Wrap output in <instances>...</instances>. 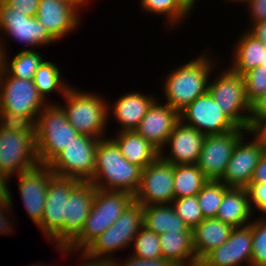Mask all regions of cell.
I'll return each mask as SVG.
<instances>
[{
	"instance_id": "e575fe53",
	"label": "cell",
	"mask_w": 266,
	"mask_h": 266,
	"mask_svg": "<svg viewBox=\"0 0 266 266\" xmlns=\"http://www.w3.org/2000/svg\"><path fill=\"white\" fill-rule=\"evenodd\" d=\"M134 250L131 255L136 258L154 260L162 258L160 246V237L155 232L146 229L144 226L140 229L133 240Z\"/></svg>"
},
{
	"instance_id": "7bdbcfd3",
	"label": "cell",
	"mask_w": 266,
	"mask_h": 266,
	"mask_svg": "<svg viewBox=\"0 0 266 266\" xmlns=\"http://www.w3.org/2000/svg\"><path fill=\"white\" fill-rule=\"evenodd\" d=\"M114 266H174L171 262L163 259L158 258L154 260H146L142 258H136L135 256L131 255L127 258L123 263L118 259H114L113 261Z\"/></svg>"
},
{
	"instance_id": "681fc988",
	"label": "cell",
	"mask_w": 266,
	"mask_h": 266,
	"mask_svg": "<svg viewBox=\"0 0 266 266\" xmlns=\"http://www.w3.org/2000/svg\"><path fill=\"white\" fill-rule=\"evenodd\" d=\"M80 259H83V263L76 265V266H114L112 261L109 260H101V259H93L90 257H87L85 254L82 253V256H80ZM86 260V262H85Z\"/></svg>"
},
{
	"instance_id": "30bf717a",
	"label": "cell",
	"mask_w": 266,
	"mask_h": 266,
	"mask_svg": "<svg viewBox=\"0 0 266 266\" xmlns=\"http://www.w3.org/2000/svg\"><path fill=\"white\" fill-rule=\"evenodd\" d=\"M81 181L75 178L53 175L48 183L46 202L42 220L38 225L48 242L63 248V222L65 220L66 200L71 191Z\"/></svg>"
},
{
	"instance_id": "680465c9",
	"label": "cell",
	"mask_w": 266,
	"mask_h": 266,
	"mask_svg": "<svg viewBox=\"0 0 266 266\" xmlns=\"http://www.w3.org/2000/svg\"><path fill=\"white\" fill-rule=\"evenodd\" d=\"M85 7V5H87L86 3L89 1V0H79Z\"/></svg>"
},
{
	"instance_id": "f5cc1de1",
	"label": "cell",
	"mask_w": 266,
	"mask_h": 266,
	"mask_svg": "<svg viewBox=\"0 0 266 266\" xmlns=\"http://www.w3.org/2000/svg\"><path fill=\"white\" fill-rule=\"evenodd\" d=\"M185 266H206L202 261H197L195 263L187 264Z\"/></svg>"
},
{
	"instance_id": "f1b7e54d",
	"label": "cell",
	"mask_w": 266,
	"mask_h": 266,
	"mask_svg": "<svg viewBox=\"0 0 266 266\" xmlns=\"http://www.w3.org/2000/svg\"><path fill=\"white\" fill-rule=\"evenodd\" d=\"M234 46L235 50L230 68L237 74L243 76L255 67H259L263 62L266 46L248 32L242 33Z\"/></svg>"
},
{
	"instance_id": "6f0895ef",
	"label": "cell",
	"mask_w": 266,
	"mask_h": 266,
	"mask_svg": "<svg viewBox=\"0 0 266 266\" xmlns=\"http://www.w3.org/2000/svg\"><path fill=\"white\" fill-rule=\"evenodd\" d=\"M28 266H29V265H28ZM30 266H49V265H47V264H45V265L43 264V265H42V263H41V264H39V263L35 264V263H34V264L30 265ZM50 266H52V265H50Z\"/></svg>"
},
{
	"instance_id": "ac0fdd59",
	"label": "cell",
	"mask_w": 266,
	"mask_h": 266,
	"mask_svg": "<svg viewBox=\"0 0 266 266\" xmlns=\"http://www.w3.org/2000/svg\"><path fill=\"white\" fill-rule=\"evenodd\" d=\"M53 172L47 165H39L17 176L18 190L27 214L38 226L44 213L47 186Z\"/></svg>"
},
{
	"instance_id": "7dc6e473",
	"label": "cell",
	"mask_w": 266,
	"mask_h": 266,
	"mask_svg": "<svg viewBox=\"0 0 266 266\" xmlns=\"http://www.w3.org/2000/svg\"><path fill=\"white\" fill-rule=\"evenodd\" d=\"M251 25L252 28H248L247 32L266 46V21L251 23Z\"/></svg>"
},
{
	"instance_id": "74e56055",
	"label": "cell",
	"mask_w": 266,
	"mask_h": 266,
	"mask_svg": "<svg viewBox=\"0 0 266 266\" xmlns=\"http://www.w3.org/2000/svg\"><path fill=\"white\" fill-rule=\"evenodd\" d=\"M36 121L31 116L0 109V128L9 132H35Z\"/></svg>"
},
{
	"instance_id": "d6a6232c",
	"label": "cell",
	"mask_w": 266,
	"mask_h": 266,
	"mask_svg": "<svg viewBox=\"0 0 266 266\" xmlns=\"http://www.w3.org/2000/svg\"><path fill=\"white\" fill-rule=\"evenodd\" d=\"M141 9L147 13H154L158 16H167V25L174 27L179 25L182 19L191 13V9L183 0H140Z\"/></svg>"
},
{
	"instance_id": "11a10c76",
	"label": "cell",
	"mask_w": 266,
	"mask_h": 266,
	"mask_svg": "<svg viewBox=\"0 0 266 266\" xmlns=\"http://www.w3.org/2000/svg\"><path fill=\"white\" fill-rule=\"evenodd\" d=\"M2 69V51H1V46H0V72Z\"/></svg>"
},
{
	"instance_id": "816d5d0a",
	"label": "cell",
	"mask_w": 266,
	"mask_h": 266,
	"mask_svg": "<svg viewBox=\"0 0 266 266\" xmlns=\"http://www.w3.org/2000/svg\"><path fill=\"white\" fill-rule=\"evenodd\" d=\"M197 0H183V2L192 10Z\"/></svg>"
},
{
	"instance_id": "7402d4cb",
	"label": "cell",
	"mask_w": 266,
	"mask_h": 266,
	"mask_svg": "<svg viewBox=\"0 0 266 266\" xmlns=\"http://www.w3.org/2000/svg\"><path fill=\"white\" fill-rule=\"evenodd\" d=\"M94 200V187L80 182L66 200L63 222V248H66L82 231Z\"/></svg>"
},
{
	"instance_id": "d590c367",
	"label": "cell",
	"mask_w": 266,
	"mask_h": 266,
	"mask_svg": "<svg viewBox=\"0 0 266 266\" xmlns=\"http://www.w3.org/2000/svg\"><path fill=\"white\" fill-rule=\"evenodd\" d=\"M171 205L176 214L192 230L204 219L197 196L174 199Z\"/></svg>"
},
{
	"instance_id": "6da1fadb",
	"label": "cell",
	"mask_w": 266,
	"mask_h": 266,
	"mask_svg": "<svg viewBox=\"0 0 266 266\" xmlns=\"http://www.w3.org/2000/svg\"><path fill=\"white\" fill-rule=\"evenodd\" d=\"M141 172L140 166L123 157L111 137L99 139L94 176L90 181L95 189L126 191L134 196L140 186Z\"/></svg>"
},
{
	"instance_id": "8fae6325",
	"label": "cell",
	"mask_w": 266,
	"mask_h": 266,
	"mask_svg": "<svg viewBox=\"0 0 266 266\" xmlns=\"http://www.w3.org/2000/svg\"><path fill=\"white\" fill-rule=\"evenodd\" d=\"M48 103L39 94L33 80L11 77L0 72V109L31 116L35 121Z\"/></svg>"
},
{
	"instance_id": "277c9868",
	"label": "cell",
	"mask_w": 266,
	"mask_h": 266,
	"mask_svg": "<svg viewBox=\"0 0 266 266\" xmlns=\"http://www.w3.org/2000/svg\"><path fill=\"white\" fill-rule=\"evenodd\" d=\"M79 134L68 122L63 107L49 101L35 124L36 153L40 165H48Z\"/></svg>"
},
{
	"instance_id": "7c38bea8",
	"label": "cell",
	"mask_w": 266,
	"mask_h": 266,
	"mask_svg": "<svg viewBox=\"0 0 266 266\" xmlns=\"http://www.w3.org/2000/svg\"><path fill=\"white\" fill-rule=\"evenodd\" d=\"M247 132L248 129L237 127L223 134L205 136L196 165L208 180L222 178L235 146Z\"/></svg>"
},
{
	"instance_id": "60d3db41",
	"label": "cell",
	"mask_w": 266,
	"mask_h": 266,
	"mask_svg": "<svg viewBox=\"0 0 266 266\" xmlns=\"http://www.w3.org/2000/svg\"><path fill=\"white\" fill-rule=\"evenodd\" d=\"M248 133L266 148V115H250Z\"/></svg>"
},
{
	"instance_id": "44dd1931",
	"label": "cell",
	"mask_w": 266,
	"mask_h": 266,
	"mask_svg": "<svg viewBox=\"0 0 266 266\" xmlns=\"http://www.w3.org/2000/svg\"><path fill=\"white\" fill-rule=\"evenodd\" d=\"M179 120V113L176 110L166 103L161 104L156 99L135 131L159 151H164L168 137Z\"/></svg>"
},
{
	"instance_id": "484cf974",
	"label": "cell",
	"mask_w": 266,
	"mask_h": 266,
	"mask_svg": "<svg viewBox=\"0 0 266 266\" xmlns=\"http://www.w3.org/2000/svg\"><path fill=\"white\" fill-rule=\"evenodd\" d=\"M111 139L117 144L124 158L142 169L160 156V151L135 130L119 131Z\"/></svg>"
},
{
	"instance_id": "ba28073f",
	"label": "cell",
	"mask_w": 266,
	"mask_h": 266,
	"mask_svg": "<svg viewBox=\"0 0 266 266\" xmlns=\"http://www.w3.org/2000/svg\"><path fill=\"white\" fill-rule=\"evenodd\" d=\"M99 139L79 134L47 165L54 175L90 182L94 176Z\"/></svg>"
},
{
	"instance_id": "9a60e30c",
	"label": "cell",
	"mask_w": 266,
	"mask_h": 266,
	"mask_svg": "<svg viewBox=\"0 0 266 266\" xmlns=\"http://www.w3.org/2000/svg\"><path fill=\"white\" fill-rule=\"evenodd\" d=\"M82 7L79 0H40L36 18L58 41L78 28L81 23L79 9Z\"/></svg>"
},
{
	"instance_id": "ffe728a7",
	"label": "cell",
	"mask_w": 266,
	"mask_h": 266,
	"mask_svg": "<svg viewBox=\"0 0 266 266\" xmlns=\"http://www.w3.org/2000/svg\"><path fill=\"white\" fill-rule=\"evenodd\" d=\"M204 138L202 132L179 120L165 144V147L170 146V153L160 151V157L173 165L196 164Z\"/></svg>"
},
{
	"instance_id": "8d00e7d4",
	"label": "cell",
	"mask_w": 266,
	"mask_h": 266,
	"mask_svg": "<svg viewBox=\"0 0 266 266\" xmlns=\"http://www.w3.org/2000/svg\"><path fill=\"white\" fill-rule=\"evenodd\" d=\"M251 266H266V220L259 217L252 221Z\"/></svg>"
},
{
	"instance_id": "bcb514c9",
	"label": "cell",
	"mask_w": 266,
	"mask_h": 266,
	"mask_svg": "<svg viewBox=\"0 0 266 266\" xmlns=\"http://www.w3.org/2000/svg\"><path fill=\"white\" fill-rule=\"evenodd\" d=\"M251 182L266 183V150L261 155L256 166Z\"/></svg>"
},
{
	"instance_id": "3957f363",
	"label": "cell",
	"mask_w": 266,
	"mask_h": 266,
	"mask_svg": "<svg viewBox=\"0 0 266 266\" xmlns=\"http://www.w3.org/2000/svg\"><path fill=\"white\" fill-rule=\"evenodd\" d=\"M134 196L126 191L94 188V200L80 234L66 247L58 248L64 257L71 252H82L94 239L106 231L126 208ZM71 251V252H70Z\"/></svg>"
},
{
	"instance_id": "1f68e13d",
	"label": "cell",
	"mask_w": 266,
	"mask_h": 266,
	"mask_svg": "<svg viewBox=\"0 0 266 266\" xmlns=\"http://www.w3.org/2000/svg\"><path fill=\"white\" fill-rule=\"evenodd\" d=\"M61 70L51 61H43L33 76V83L38 89L39 94L47 102V97L52 92L65 95L70 85L61 77ZM48 95V96H47Z\"/></svg>"
},
{
	"instance_id": "f35d334b",
	"label": "cell",
	"mask_w": 266,
	"mask_h": 266,
	"mask_svg": "<svg viewBox=\"0 0 266 266\" xmlns=\"http://www.w3.org/2000/svg\"><path fill=\"white\" fill-rule=\"evenodd\" d=\"M243 78L246 98L252 104L266 92V69H262V66L255 67L244 74Z\"/></svg>"
},
{
	"instance_id": "c3c4849f",
	"label": "cell",
	"mask_w": 266,
	"mask_h": 266,
	"mask_svg": "<svg viewBox=\"0 0 266 266\" xmlns=\"http://www.w3.org/2000/svg\"><path fill=\"white\" fill-rule=\"evenodd\" d=\"M250 115H266V92L251 104Z\"/></svg>"
},
{
	"instance_id": "8992f818",
	"label": "cell",
	"mask_w": 266,
	"mask_h": 266,
	"mask_svg": "<svg viewBox=\"0 0 266 266\" xmlns=\"http://www.w3.org/2000/svg\"><path fill=\"white\" fill-rule=\"evenodd\" d=\"M142 227L143 205L133 201L114 224L94 239L81 253L93 259L113 261L114 255L111 254L133 244L135 236Z\"/></svg>"
},
{
	"instance_id": "ab89813d",
	"label": "cell",
	"mask_w": 266,
	"mask_h": 266,
	"mask_svg": "<svg viewBox=\"0 0 266 266\" xmlns=\"http://www.w3.org/2000/svg\"><path fill=\"white\" fill-rule=\"evenodd\" d=\"M247 192L249 195V204L252 212L254 209H258L263 215L261 219L266 220V183L250 182L247 186Z\"/></svg>"
},
{
	"instance_id": "9f6ffc18",
	"label": "cell",
	"mask_w": 266,
	"mask_h": 266,
	"mask_svg": "<svg viewBox=\"0 0 266 266\" xmlns=\"http://www.w3.org/2000/svg\"><path fill=\"white\" fill-rule=\"evenodd\" d=\"M228 1H229V0H228ZM230 1H232V2H233V1H234V2H235V1H236V2L239 1L240 3H241V2H242V3L244 2V3L247 4L250 0H230Z\"/></svg>"
},
{
	"instance_id": "83f0119b",
	"label": "cell",
	"mask_w": 266,
	"mask_h": 266,
	"mask_svg": "<svg viewBox=\"0 0 266 266\" xmlns=\"http://www.w3.org/2000/svg\"><path fill=\"white\" fill-rule=\"evenodd\" d=\"M143 226L157 235L165 232H193L171 204L143 205Z\"/></svg>"
},
{
	"instance_id": "b9f144b4",
	"label": "cell",
	"mask_w": 266,
	"mask_h": 266,
	"mask_svg": "<svg viewBox=\"0 0 266 266\" xmlns=\"http://www.w3.org/2000/svg\"><path fill=\"white\" fill-rule=\"evenodd\" d=\"M13 8V12H22L29 17H36L40 0H3Z\"/></svg>"
},
{
	"instance_id": "5bb4252c",
	"label": "cell",
	"mask_w": 266,
	"mask_h": 266,
	"mask_svg": "<svg viewBox=\"0 0 266 266\" xmlns=\"http://www.w3.org/2000/svg\"><path fill=\"white\" fill-rule=\"evenodd\" d=\"M179 118L184 124L194 127L205 136L223 134L237 128L216 104L209 91L183 109Z\"/></svg>"
},
{
	"instance_id": "9c48e42d",
	"label": "cell",
	"mask_w": 266,
	"mask_h": 266,
	"mask_svg": "<svg viewBox=\"0 0 266 266\" xmlns=\"http://www.w3.org/2000/svg\"><path fill=\"white\" fill-rule=\"evenodd\" d=\"M39 165L35 132L13 133L0 128V174L11 179Z\"/></svg>"
},
{
	"instance_id": "f546056e",
	"label": "cell",
	"mask_w": 266,
	"mask_h": 266,
	"mask_svg": "<svg viewBox=\"0 0 266 266\" xmlns=\"http://www.w3.org/2000/svg\"><path fill=\"white\" fill-rule=\"evenodd\" d=\"M4 41V43H3ZM5 40L0 37V46L2 51V68L11 76L20 79H33L38 67L44 61V58L39 52L34 49H22L18 54L8 61L7 49L4 45Z\"/></svg>"
},
{
	"instance_id": "836d02e7",
	"label": "cell",
	"mask_w": 266,
	"mask_h": 266,
	"mask_svg": "<svg viewBox=\"0 0 266 266\" xmlns=\"http://www.w3.org/2000/svg\"><path fill=\"white\" fill-rule=\"evenodd\" d=\"M227 188L221 181L209 180L196 195L204 218H216Z\"/></svg>"
},
{
	"instance_id": "f6af8a7d",
	"label": "cell",
	"mask_w": 266,
	"mask_h": 266,
	"mask_svg": "<svg viewBox=\"0 0 266 266\" xmlns=\"http://www.w3.org/2000/svg\"><path fill=\"white\" fill-rule=\"evenodd\" d=\"M245 5H248L252 23L266 21V0H250Z\"/></svg>"
},
{
	"instance_id": "e0dca14e",
	"label": "cell",
	"mask_w": 266,
	"mask_h": 266,
	"mask_svg": "<svg viewBox=\"0 0 266 266\" xmlns=\"http://www.w3.org/2000/svg\"><path fill=\"white\" fill-rule=\"evenodd\" d=\"M252 139L254 140L246 142L243 136L235 146L225 172L219 180L227 187L246 189L250 184L259 159L266 150L255 138Z\"/></svg>"
},
{
	"instance_id": "4316f807",
	"label": "cell",
	"mask_w": 266,
	"mask_h": 266,
	"mask_svg": "<svg viewBox=\"0 0 266 266\" xmlns=\"http://www.w3.org/2000/svg\"><path fill=\"white\" fill-rule=\"evenodd\" d=\"M162 258L174 266L197 262L193 246V232H165L159 235Z\"/></svg>"
},
{
	"instance_id": "7a4b0ae2",
	"label": "cell",
	"mask_w": 266,
	"mask_h": 266,
	"mask_svg": "<svg viewBox=\"0 0 266 266\" xmlns=\"http://www.w3.org/2000/svg\"><path fill=\"white\" fill-rule=\"evenodd\" d=\"M212 56L202 53L183 66L173 69L163 82L166 104L180 113L197 97L208 91L210 74L215 63Z\"/></svg>"
},
{
	"instance_id": "d4e9b609",
	"label": "cell",
	"mask_w": 266,
	"mask_h": 266,
	"mask_svg": "<svg viewBox=\"0 0 266 266\" xmlns=\"http://www.w3.org/2000/svg\"><path fill=\"white\" fill-rule=\"evenodd\" d=\"M233 227L216 218H204L193 231V246L198 261L224 244Z\"/></svg>"
},
{
	"instance_id": "4fadbf2b",
	"label": "cell",
	"mask_w": 266,
	"mask_h": 266,
	"mask_svg": "<svg viewBox=\"0 0 266 266\" xmlns=\"http://www.w3.org/2000/svg\"><path fill=\"white\" fill-rule=\"evenodd\" d=\"M174 165L160 156L141 172L134 201L142 205L171 204L174 198Z\"/></svg>"
},
{
	"instance_id": "d6986e66",
	"label": "cell",
	"mask_w": 266,
	"mask_h": 266,
	"mask_svg": "<svg viewBox=\"0 0 266 266\" xmlns=\"http://www.w3.org/2000/svg\"><path fill=\"white\" fill-rule=\"evenodd\" d=\"M252 222L243 227L232 229L228 240L213 249L201 261L206 266H251Z\"/></svg>"
},
{
	"instance_id": "cb8c5ba5",
	"label": "cell",
	"mask_w": 266,
	"mask_h": 266,
	"mask_svg": "<svg viewBox=\"0 0 266 266\" xmlns=\"http://www.w3.org/2000/svg\"><path fill=\"white\" fill-rule=\"evenodd\" d=\"M252 213L247 189L228 187L218 208L216 219L233 228L243 227L251 223Z\"/></svg>"
},
{
	"instance_id": "ee69618b",
	"label": "cell",
	"mask_w": 266,
	"mask_h": 266,
	"mask_svg": "<svg viewBox=\"0 0 266 266\" xmlns=\"http://www.w3.org/2000/svg\"><path fill=\"white\" fill-rule=\"evenodd\" d=\"M9 190V201L0 203V234H9L13 232L12 222L8 219L10 212H12V196ZM9 212V214H8ZM7 214V215H6Z\"/></svg>"
},
{
	"instance_id": "f907efd6",
	"label": "cell",
	"mask_w": 266,
	"mask_h": 266,
	"mask_svg": "<svg viewBox=\"0 0 266 266\" xmlns=\"http://www.w3.org/2000/svg\"><path fill=\"white\" fill-rule=\"evenodd\" d=\"M8 181L10 180L7 177H5L3 174H0V203L9 201L10 188H8Z\"/></svg>"
},
{
	"instance_id": "2e32d148",
	"label": "cell",
	"mask_w": 266,
	"mask_h": 266,
	"mask_svg": "<svg viewBox=\"0 0 266 266\" xmlns=\"http://www.w3.org/2000/svg\"><path fill=\"white\" fill-rule=\"evenodd\" d=\"M0 31L31 47H42L56 42L36 17L13 12V8L3 0H0Z\"/></svg>"
},
{
	"instance_id": "5b68a950",
	"label": "cell",
	"mask_w": 266,
	"mask_h": 266,
	"mask_svg": "<svg viewBox=\"0 0 266 266\" xmlns=\"http://www.w3.org/2000/svg\"><path fill=\"white\" fill-rule=\"evenodd\" d=\"M68 122L80 134L103 139L106 132L108 103L97 93L81 92L78 88L69 87L63 96Z\"/></svg>"
},
{
	"instance_id": "4dcf8cb0",
	"label": "cell",
	"mask_w": 266,
	"mask_h": 266,
	"mask_svg": "<svg viewBox=\"0 0 266 266\" xmlns=\"http://www.w3.org/2000/svg\"><path fill=\"white\" fill-rule=\"evenodd\" d=\"M208 181L196 164L174 165V198L196 196Z\"/></svg>"
},
{
	"instance_id": "52a82bcc",
	"label": "cell",
	"mask_w": 266,
	"mask_h": 266,
	"mask_svg": "<svg viewBox=\"0 0 266 266\" xmlns=\"http://www.w3.org/2000/svg\"><path fill=\"white\" fill-rule=\"evenodd\" d=\"M208 91L237 127L248 129L251 104L246 98L243 76L227 67L213 81L209 80Z\"/></svg>"
},
{
	"instance_id": "db71d44e",
	"label": "cell",
	"mask_w": 266,
	"mask_h": 266,
	"mask_svg": "<svg viewBox=\"0 0 266 266\" xmlns=\"http://www.w3.org/2000/svg\"><path fill=\"white\" fill-rule=\"evenodd\" d=\"M262 69H266V51H264L263 62L261 63Z\"/></svg>"
},
{
	"instance_id": "603a6c76",
	"label": "cell",
	"mask_w": 266,
	"mask_h": 266,
	"mask_svg": "<svg viewBox=\"0 0 266 266\" xmlns=\"http://www.w3.org/2000/svg\"><path fill=\"white\" fill-rule=\"evenodd\" d=\"M156 99L155 95L129 92L118 98L115 103H111L112 106L108 105V115L112 113L115 120L122 126L119 131H133Z\"/></svg>"
}]
</instances>
